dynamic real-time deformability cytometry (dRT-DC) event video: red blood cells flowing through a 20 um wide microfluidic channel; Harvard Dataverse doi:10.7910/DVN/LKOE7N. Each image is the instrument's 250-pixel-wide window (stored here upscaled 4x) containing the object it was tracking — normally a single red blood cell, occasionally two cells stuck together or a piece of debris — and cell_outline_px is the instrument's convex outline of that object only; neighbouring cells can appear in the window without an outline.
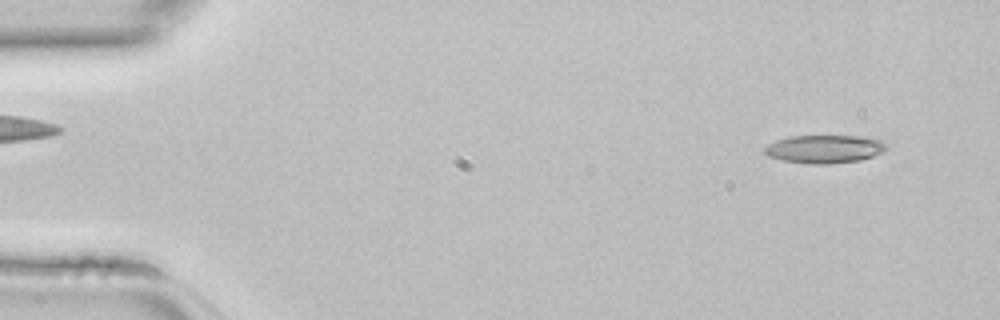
{"species": "common noctule bat (a hibernating species)", "species_latin": "Nyctalus noctula", "temperature_condition": "room temperature", "stored_images_in_passage": 44, "camera_frame_rate_fps": 3000, "um_per_image_px": 0.085, "animal": {"sex": "female", "body_mass_g": 22.7, "forearm_length_mm": 54.2}, "frame": {"image": 1, "passage_image": 3, "time_ms": 0.667, "image_size_px": [1000, 320], "cell_outline_px": [[888, 148], [884, 152], [860, 160], [828, 164], [812, 164], [784, 160], [768, 156], [764, 152], [764, 148], [768, 144], [776, 140], [792, 136], [860, 136], [880, 140]], "centroid_in_image_um": [70.08, 12.66], "position_along_channel_um": 14.9, "area_um2": 19.83}}
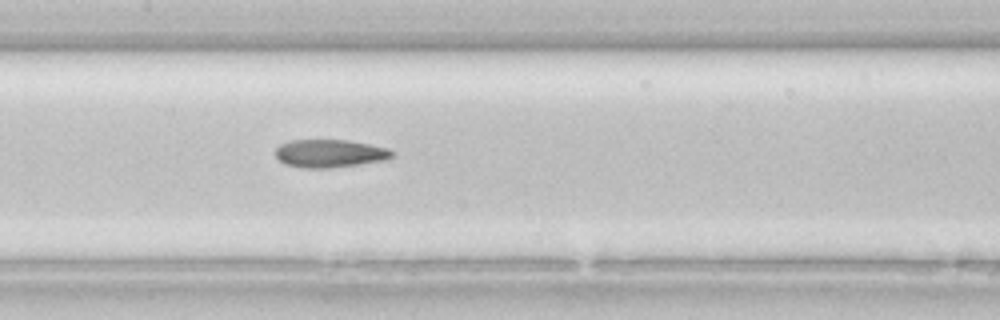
{"frame": {"image": 2, "passage_image": 21, "time_ms": 6.667, "image_size_px": [1000, 320], "cell_outline_px": [[392, 160], [328, 168], [300, 168], [284, 164], [276, 156], [276, 148], [280, 144], [292, 140], [348, 140], [388, 148], [392, 152]], "centroid_in_image_um": [28.05, 13.05], "position_along_channel_um": 179.4, "area_um2": 19.13}}
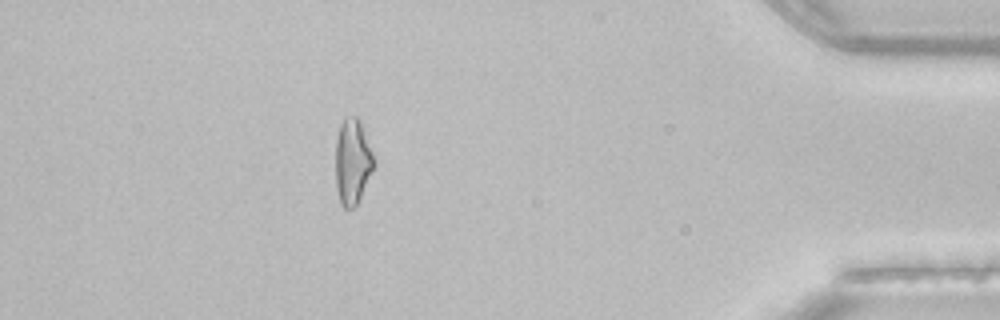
{"frame": {"image": 3, "passage_image": 39, "time_ms": 12.667, "image_size_px": [1000, 320], "cell_outline_px": [[376, 164], [356, 204], [352, 208], [344, 208], [340, 204], [336, 188], [336, 136], [340, 124], [344, 116], [360, 116], [376, 160]], "centroid_in_image_um": [29.98, 13.65], "position_along_channel_um": 405.2, "area_um2": 19.59}}